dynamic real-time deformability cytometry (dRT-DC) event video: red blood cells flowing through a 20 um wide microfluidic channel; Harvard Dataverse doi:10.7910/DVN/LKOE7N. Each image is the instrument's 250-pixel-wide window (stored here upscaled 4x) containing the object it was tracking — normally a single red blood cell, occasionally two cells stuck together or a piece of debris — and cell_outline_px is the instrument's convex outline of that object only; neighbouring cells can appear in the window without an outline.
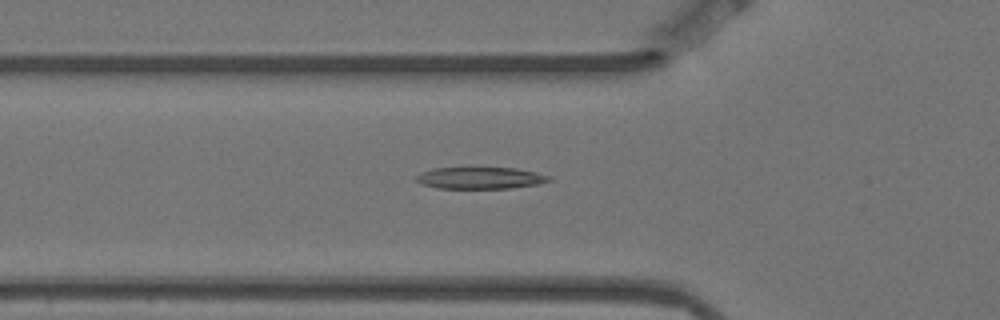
{"species": "Egyptian fruit bat (a non-hibernating species)", "species_latin": "Rousettus aegyptiacus", "temperature_condition": "warm", "stored_images_in_passage": 3, "camera_frame_rate_fps": 3000, "um_per_image_px": 0.085, "animal": {"sex": "female"}, "frame": {"image": 1, "passage_image": 3, "time_ms": 0.667, "image_size_px": [1000, 320], "cell_outline_px": [[552, 180], [536, 184], [508, 188], [436, 188], [420, 184], [416, 180], [416, 176], [420, 172], [432, 168], [516, 168], [536, 172], [552, 176]], "centroid_in_image_um": [40.8, 15.12], "position_along_channel_um": 85.0, "area_um2": 16.82}}